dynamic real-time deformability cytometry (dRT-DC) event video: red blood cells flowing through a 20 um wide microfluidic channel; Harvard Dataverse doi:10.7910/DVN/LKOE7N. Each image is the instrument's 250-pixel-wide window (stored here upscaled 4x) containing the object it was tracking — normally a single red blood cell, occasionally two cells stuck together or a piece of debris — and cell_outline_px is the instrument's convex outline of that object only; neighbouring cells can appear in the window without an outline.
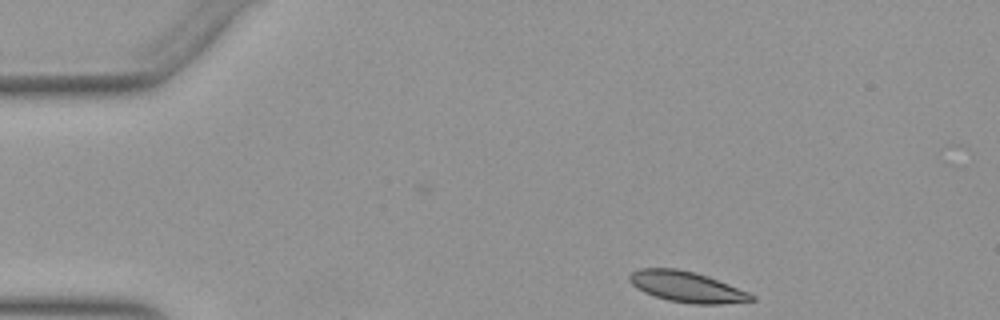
{"species": "Egyptian fruit bat (a non-hibernating species)", "species_latin": "Rousettus aegyptiacus", "temperature_condition": "warm", "stored_images_in_passage": 32, "camera_frame_rate_fps": 3000, "um_per_image_px": 0.085, "animal": {"sex": "female"}, "frame": {"image": 1, "passage_image": 1, "time_ms": 0.0, "image_size_px": [1000, 320], "cell_outline_px": [[756, 300], [720, 304], [692, 304], [668, 300], [644, 292], [636, 288], [628, 280], [628, 276], [632, 272], [640, 268], [676, 268], [696, 272], [708, 276], [748, 292], [756, 296]], "centroid_in_image_um": [58.37, 24.37], "position_along_channel_um": 26.6, "area_um2": 21.85}}
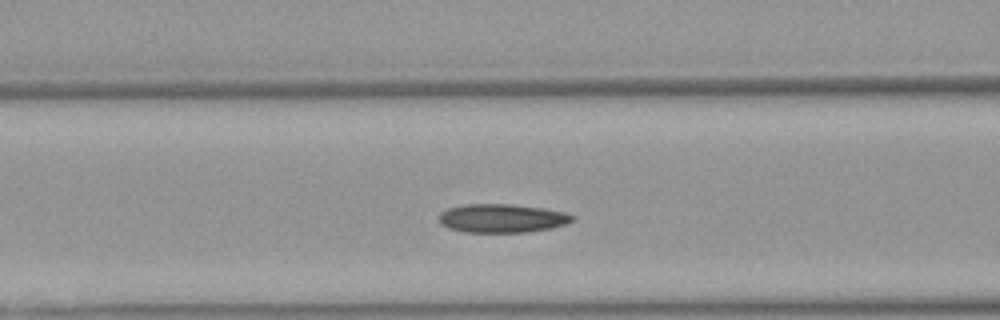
{"frame": {"image": 2, "passage_image": 14, "time_ms": 4.333, "image_size_px": [1000, 320], "cell_outline_px": [[576, 216], [572, 220], [564, 224], [552, 228], [528, 232], [464, 232], [448, 228], [440, 224], [436, 216], [440, 212], [448, 208], [468, 204], [512, 204], [544, 208], [564, 212]], "centroid_in_image_um": [42.63, 18.55], "position_along_channel_um": 124.0, "area_um2": 22.43}}
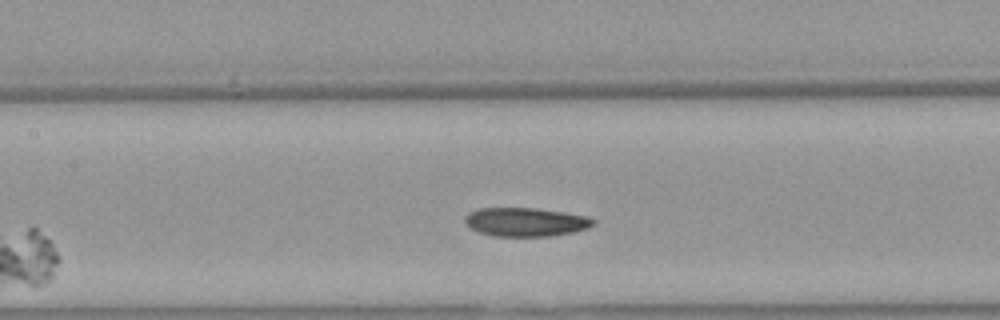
{"frame": {"image": 3, "passage_image": 17, "time_ms": 5.333, "image_size_px": [1000, 320], "cell_outline_px": [[596, 220], [588, 228], [572, 232], [552, 236], [492, 236], [468, 228], [464, 224], [464, 216], [468, 212], [476, 208], [536, 208], [564, 212], [588, 216]], "centroid_in_image_um": [44.62, 18.86], "position_along_channel_um": 162.8, "area_um2": 21.73}}